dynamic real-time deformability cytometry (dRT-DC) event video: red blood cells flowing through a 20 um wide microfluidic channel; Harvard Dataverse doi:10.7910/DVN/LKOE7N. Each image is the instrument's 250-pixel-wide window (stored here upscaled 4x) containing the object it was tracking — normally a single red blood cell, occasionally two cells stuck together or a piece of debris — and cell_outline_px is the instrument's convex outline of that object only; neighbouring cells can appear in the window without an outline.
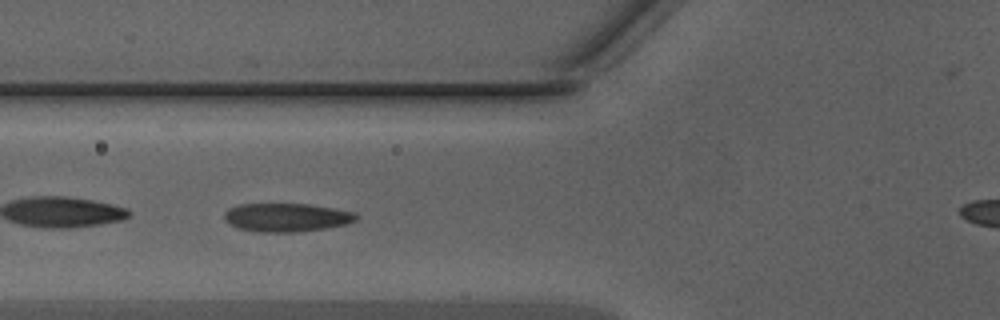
{"species": "Egyptian fruit bat (a non-hibernating species)", "species_latin": "Rousettus aegyptiacus", "temperature_condition": "warm", "stored_images_in_passage": 36, "camera_frame_rate_fps": 3000, "um_per_image_px": 0.085, "animal": {"sex": "male"}, "frame": {"image": 1, "passage_image": 6, "time_ms": 1.667, "image_size_px": [1000, 320], "cell_outline_px": [[360, 216], [356, 220], [348, 224], [324, 228], [292, 232], [260, 232], [240, 228], [224, 220], [224, 212], [228, 208], [240, 204], [308, 204], [356, 212]], "centroid_in_image_um": [24.38, 18.47], "position_along_channel_um": 101.4, "area_um2": 21.79}}
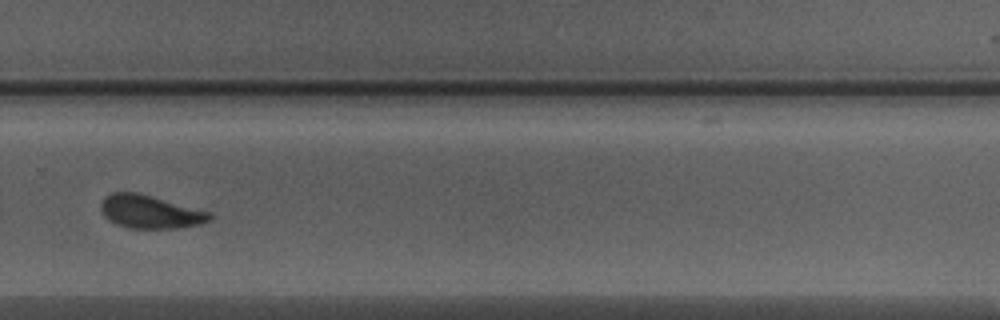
{"frame": {"image": 2, "passage_image": 21, "time_ms": 6.667, "image_size_px": [1000, 320], "cell_outline_px": [[212, 216], [208, 220], [196, 224], [176, 228], [128, 228], [116, 224], [104, 216], [100, 208], [100, 204], [104, 196], [112, 192], [136, 192], [212, 212]], "centroid_in_image_um": [12.71, 17.99], "position_along_channel_um": 317.1, "area_um2": 20.87}}
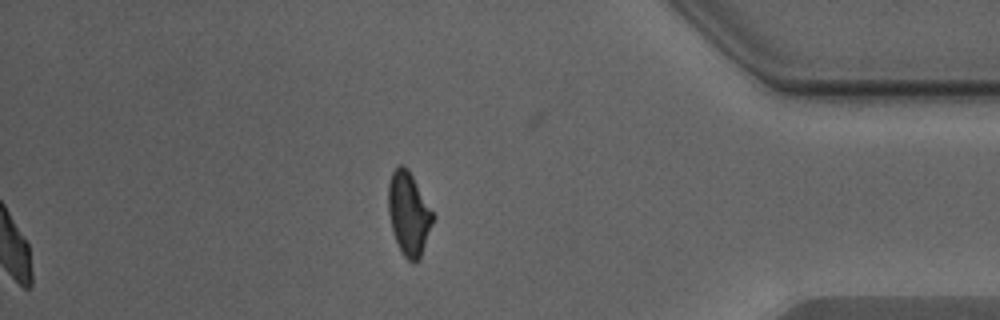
{"frame": {"image": 3, "passage_image": 36, "time_ms": 11.667, "image_size_px": [1000, 320], "cell_outline_px": [[436, 216], [420, 256], [416, 264], [408, 260], [404, 256], [392, 232], [388, 212], [388, 184], [392, 172], [400, 164], [404, 164], [408, 168]], "centroid_in_image_um": [34.75, 18.13], "position_along_channel_um": 400.5, "area_um2": 21.73}, "authors_computed_cell_mechanics": {"area_um2": 21.0103, "velocity_mm_per_s": 4.3179, "shape_relaxation_time_tau1_ms": 3.1842, "shape_relaxation_time_tau2_ms": 0.7957, "deformation_change_tau1": 0.1203, "deformation_change_tau2": 0.0438}}